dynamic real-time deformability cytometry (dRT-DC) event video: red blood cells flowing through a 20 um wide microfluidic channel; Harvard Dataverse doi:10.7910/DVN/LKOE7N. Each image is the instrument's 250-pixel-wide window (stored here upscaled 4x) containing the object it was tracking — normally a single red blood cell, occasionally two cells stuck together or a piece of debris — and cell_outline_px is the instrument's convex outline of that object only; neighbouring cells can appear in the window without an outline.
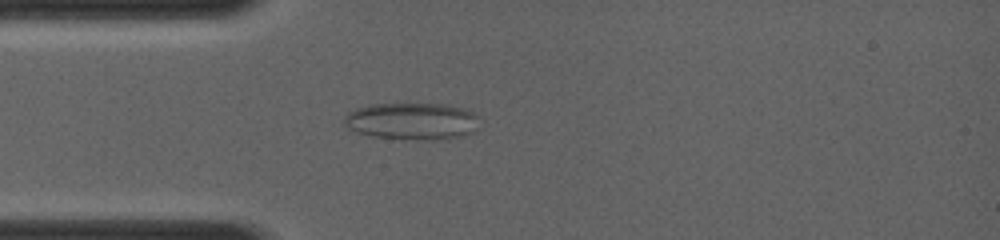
{"species": "common noctule bat (a hibernating species)", "species_latin": "Nyctalus noctula", "temperature_condition": "room temperature", "stored_images_in_passage": 29, "camera_frame_rate_fps": 4000, "um_per_image_px": 0.085, "animal": {"sex": "female", "body_mass_g": 19.0, "forearm_length_mm": 56.7}, "frame": {"image": 1, "passage_image": 11, "time_ms": 3.25, "image_size_px": [1000, 240], "cell_outline_px": [[476, 128], [472, 132], [464, 136], [432, 140], [372, 136], [348, 128], [344, 124], [344, 116], [348, 112], [356, 108], [372, 104], [448, 104], [464, 108], [472, 112], [476, 116]], "centroid_in_image_um": [35.01, 10.28], "position_along_channel_um": 50.0, "area_um2": 28.84}}
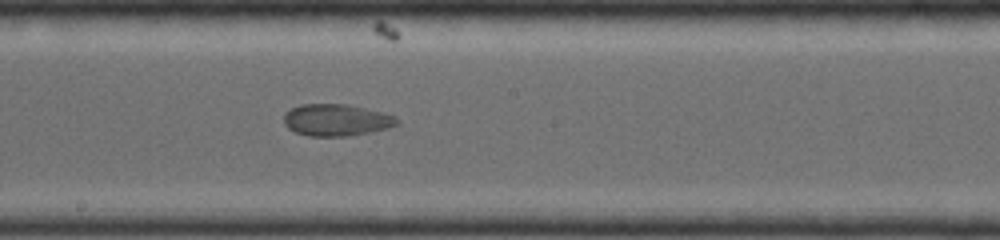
{"frame": {"image": 2, "passage_image": 21, "time_ms": 7.0, "image_size_px": [1000, 240], "cell_outline_px": [[400, 124], [388, 128], [348, 136], [308, 136], [296, 132], [288, 128], [284, 124], [284, 116], [292, 108], [300, 104], [348, 104], [396, 116], [400, 120]], "centroid_in_image_um": [28.61, 10.2], "position_along_channel_um": 219.6, "area_um2": 20.92}}
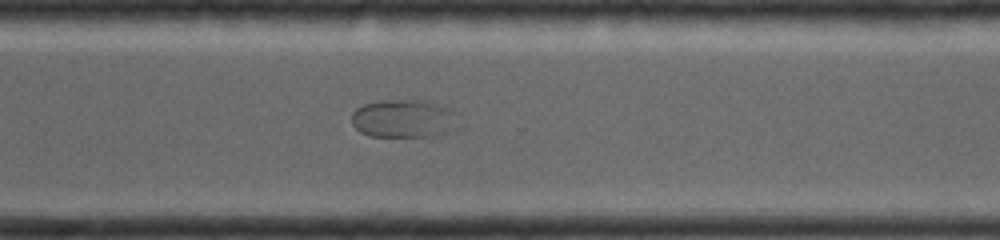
{"frame": {"image": 3, "passage_image": 27, "time_ms": 9.5, "image_size_px": [1000, 240], "cell_outline_px": [[468, 124], [456, 132], [432, 136], [368, 136], [360, 132], [352, 124], [352, 112], [356, 108], [364, 104], [384, 100], [424, 100], [440, 104], [452, 108], [460, 112]], "centroid_in_image_um": [34.57, 10.09], "position_along_channel_um": 336.0, "area_um2": 25.26}}